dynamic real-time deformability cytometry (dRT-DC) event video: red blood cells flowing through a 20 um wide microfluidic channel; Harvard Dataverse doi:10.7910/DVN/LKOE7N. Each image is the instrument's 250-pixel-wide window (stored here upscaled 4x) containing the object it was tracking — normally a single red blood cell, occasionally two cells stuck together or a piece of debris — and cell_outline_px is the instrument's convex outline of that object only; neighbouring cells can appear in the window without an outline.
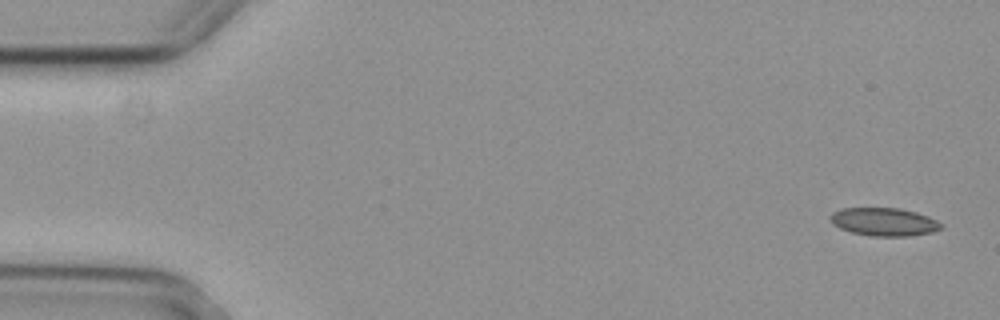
{"species": "common noctule bat (a hibernating species)", "species_latin": "Nyctalus noctula", "temperature_condition": "cold", "stored_images_in_passage": 5, "camera_frame_rate_fps": 3000, "um_per_image_px": 0.085, "animal": {"sex": "female", "body_mass_g": 29.2, "forearm_length_mm": 56.3}, "frame": {"image": 1, "passage_image": 1, "time_ms": 0.0, "image_size_px": [1000, 320], "cell_outline_px": [[944, 228], [932, 232], [908, 236], [868, 236], [852, 232], [840, 228], [832, 224], [828, 216], [832, 212], [840, 208], [900, 208], [916, 212], [928, 216], [944, 224]], "centroid_in_image_um": [75.14, 18.85], "position_along_channel_um": 9.9, "area_um2": 18.38}}
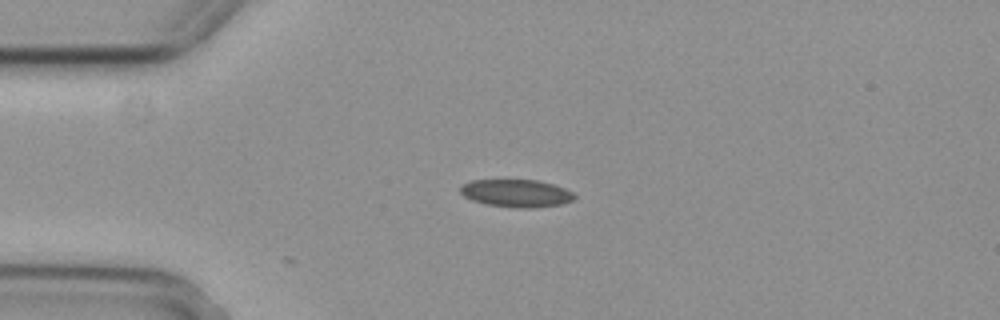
{"frame": {"image": 2, "passage_image": 4, "time_ms": 1.0, "image_size_px": [1000, 320], "cell_outline_px": [[576, 196], [572, 200], [560, 204], [536, 208], [516, 208], [484, 204], [472, 200], [464, 196], [460, 192], [460, 184], [472, 180], [536, 180], [552, 184], [564, 188], [572, 192]], "centroid_in_image_um": [43.85, 16.43], "position_along_channel_um": 41.2, "area_um2": 18.44}}